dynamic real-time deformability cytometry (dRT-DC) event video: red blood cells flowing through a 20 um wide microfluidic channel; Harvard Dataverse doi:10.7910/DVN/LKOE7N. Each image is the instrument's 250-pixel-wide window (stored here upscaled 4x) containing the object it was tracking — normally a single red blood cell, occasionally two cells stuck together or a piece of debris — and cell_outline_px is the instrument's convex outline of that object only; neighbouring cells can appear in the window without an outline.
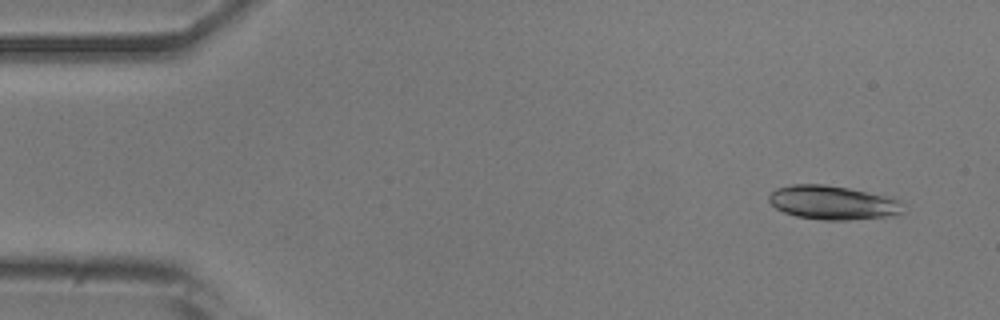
{"species": "common noctule bat (a hibernating species)", "species_latin": "Nyctalus noctula", "temperature_condition": "room temperature", "stored_images_in_passage": 50, "camera_frame_rate_fps": 3000, "um_per_image_px": 0.085, "animal": {"sex": "male", "body_mass_g": 20.5, "forearm_length_mm": 52.5}, "frame": {"image": 1, "passage_image": 3, "time_ms": 0.667, "image_size_px": [1000, 320], "cell_outline_px": [[900, 212], [892, 216], [848, 220], [824, 220], [796, 216], [784, 212], [776, 208], [768, 200], [768, 196], [776, 188], [792, 184], [824, 184], [848, 188], [892, 196], [900, 200]], "centroid_in_image_um": [70.77, 17.21], "position_along_channel_um": 14.2, "area_um2": 26.53}}